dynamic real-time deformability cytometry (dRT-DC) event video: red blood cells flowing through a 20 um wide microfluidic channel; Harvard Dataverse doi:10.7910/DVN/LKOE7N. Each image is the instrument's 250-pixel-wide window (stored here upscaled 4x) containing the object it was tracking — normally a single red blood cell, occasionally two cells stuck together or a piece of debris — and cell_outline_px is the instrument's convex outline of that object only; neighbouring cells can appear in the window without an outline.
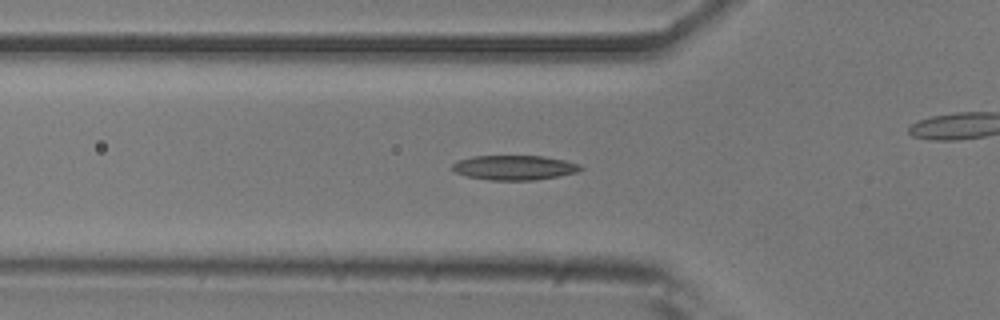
{"species": "common noctule bat (a hibernating species)", "species_latin": "Nyctalus noctula", "temperature_condition": "room temperature", "stored_images_in_passage": 48, "camera_frame_rate_fps": 3000, "um_per_image_px": 0.085, "animal": {"sex": "male", "body_mass_g": 20.5, "forearm_length_mm": 52.5}, "frame": {"image": 1, "passage_image": 12, "time_ms": 3.667, "image_size_px": [1000, 320], "cell_outline_px": [[584, 168], [576, 172], [556, 176], [532, 180], [488, 180], [468, 176], [456, 172], [452, 168], [452, 164], [456, 160], [472, 156], [544, 156], [564, 160], [580, 164]], "centroid_in_image_um": [43.7, 14.23], "position_along_channel_um": 82.1, "area_um2": 18.32}}
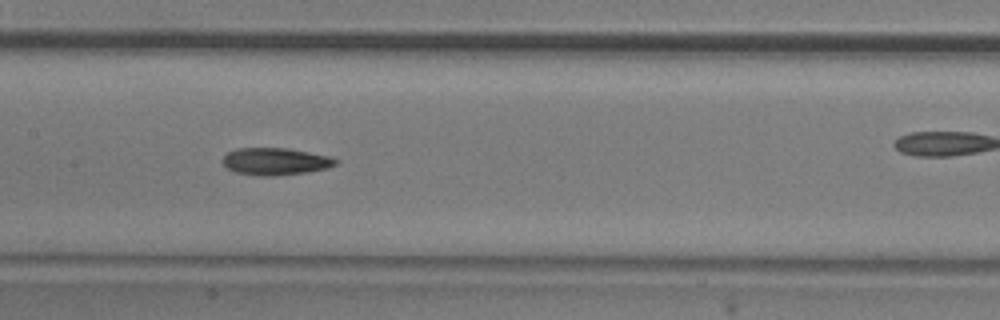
{"frame": {"image": 2, "passage_image": 20, "time_ms": 6.333, "image_size_px": [1000, 320], "cell_outline_px": [[340, 160], [336, 164], [328, 168], [308, 172], [276, 176], [260, 176], [236, 172], [228, 168], [224, 164], [224, 156], [228, 152], [236, 148], [288, 148], [328, 156]], "centroid_in_image_um": [23.44, 13.72], "position_along_channel_um": 184.0, "area_um2": 17.86}}
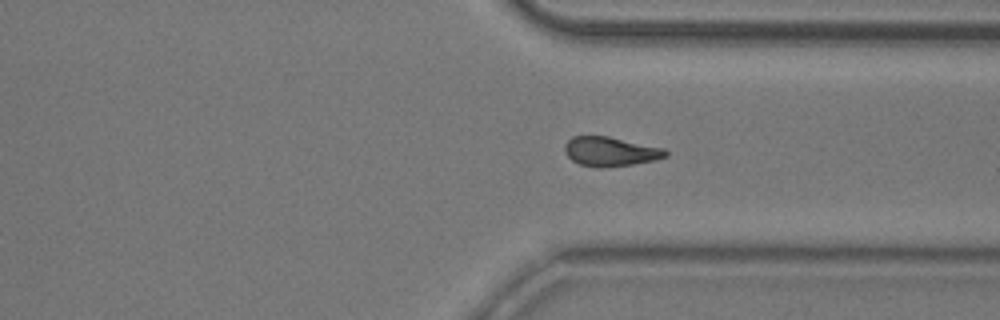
{"frame": {"image": 3, "passage_image": 34, "time_ms": 11.0, "image_size_px": [1000, 320], "cell_outline_px": [[668, 156], [652, 160], [632, 164], [600, 168], [596, 168], [580, 164], [572, 160], [564, 152], [564, 144], [572, 136], [608, 136], [664, 148], [668, 152]], "centroid_in_image_um": [51.85, 12.87], "position_along_channel_um": 359.5, "area_um2": 17.22}, "authors_computed_cell_mechanics": {"area_um2": 17.5134, "velocity_mm_per_s": 3.7675, "shape_relaxation_time_tau1_ms": 6.7298, "shape_relaxation_time_tau2_ms": 6.3314, "deformation_change_tau1": 0.1624, "deformation_change_tau2": 0.1222}}